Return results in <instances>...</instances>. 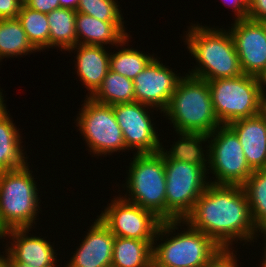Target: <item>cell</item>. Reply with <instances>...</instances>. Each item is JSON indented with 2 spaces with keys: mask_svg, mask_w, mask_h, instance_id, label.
Returning a JSON list of instances; mask_svg holds the SVG:
<instances>
[{
  "mask_svg": "<svg viewBox=\"0 0 266 267\" xmlns=\"http://www.w3.org/2000/svg\"><path fill=\"white\" fill-rule=\"evenodd\" d=\"M184 222L208 235L220 247L234 248L242 242V246L247 243L253 247L256 227L246 193L240 185L210 183Z\"/></svg>",
  "mask_w": 266,
  "mask_h": 267,
  "instance_id": "6da1fadb",
  "label": "cell"
},
{
  "mask_svg": "<svg viewBox=\"0 0 266 267\" xmlns=\"http://www.w3.org/2000/svg\"><path fill=\"white\" fill-rule=\"evenodd\" d=\"M212 26L190 23L183 32L187 52L196 61V65L191 63L194 66L186 74L206 81L243 75L228 28Z\"/></svg>",
  "mask_w": 266,
  "mask_h": 267,
  "instance_id": "7a4b0ae2",
  "label": "cell"
},
{
  "mask_svg": "<svg viewBox=\"0 0 266 267\" xmlns=\"http://www.w3.org/2000/svg\"><path fill=\"white\" fill-rule=\"evenodd\" d=\"M220 248L184 220L162 221L153 241V267H204Z\"/></svg>",
  "mask_w": 266,
  "mask_h": 267,
  "instance_id": "3957f363",
  "label": "cell"
},
{
  "mask_svg": "<svg viewBox=\"0 0 266 267\" xmlns=\"http://www.w3.org/2000/svg\"><path fill=\"white\" fill-rule=\"evenodd\" d=\"M162 116L169 121L173 132L209 135L221 126L213 109L208 82L188 74L179 81Z\"/></svg>",
  "mask_w": 266,
  "mask_h": 267,
  "instance_id": "277c9868",
  "label": "cell"
},
{
  "mask_svg": "<svg viewBox=\"0 0 266 267\" xmlns=\"http://www.w3.org/2000/svg\"><path fill=\"white\" fill-rule=\"evenodd\" d=\"M30 163L20 169L0 172V229L3 232L37 225V217L42 212L40 188Z\"/></svg>",
  "mask_w": 266,
  "mask_h": 267,
  "instance_id": "5b68a950",
  "label": "cell"
},
{
  "mask_svg": "<svg viewBox=\"0 0 266 267\" xmlns=\"http://www.w3.org/2000/svg\"><path fill=\"white\" fill-rule=\"evenodd\" d=\"M132 155L126 170L125 183L116 184L120 192L125 190V194L119 192V195L131 203L152 211L162 221H166V176L163 154L157 152Z\"/></svg>",
  "mask_w": 266,
  "mask_h": 267,
  "instance_id": "8992f818",
  "label": "cell"
},
{
  "mask_svg": "<svg viewBox=\"0 0 266 267\" xmlns=\"http://www.w3.org/2000/svg\"><path fill=\"white\" fill-rule=\"evenodd\" d=\"M213 109L221 125L251 118L264 111L258 77L243 74L234 78L207 81Z\"/></svg>",
  "mask_w": 266,
  "mask_h": 267,
  "instance_id": "52a82bcc",
  "label": "cell"
},
{
  "mask_svg": "<svg viewBox=\"0 0 266 267\" xmlns=\"http://www.w3.org/2000/svg\"><path fill=\"white\" fill-rule=\"evenodd\" d=\"M81 101L76 119L77 132L86 143L88 154L93 157L111 156L113 153L125 152L126 144L122 129L119 127L114 115L113 106L101 104L90 97ZM90 152V153H89Z\"/></svg>",
  "mask_w": 266,
  "mask_h": 267,
  "instance_id": "ba28073f",
  "label": "cell"
},
{
  "mask_svg": "<svg viewBox=\"0 0 266 267\" xmlns=\"http://www.w3.org/2000/svg\"><path fill=\"white\" fill-rule=\"evenodd\" d=\"M208 143V178L209 174H213L209 182L215 185L242 186L253 170L247 163L235 132L228 125H221L208 135Z\"/></svg>",
  "mask_w": 266,
  "mask_h": 267,
  "instance_id": "9c48e42d",
  "label": "cell"
},
{
  "mask_svg": "<svg viewBox=\"0 0 266 267\" xmlns=\"http://www.w3.org/2000/svg\"><path fill=\"white\" fill-rule=\"evenodd\" d=\"M166 221L184 220L210 184L207 168L187 162L164 160Z\"/></svg>",
  "mask_w": 266,
  "mask_h": 267,
  "instance_id": "30bf717a",
  "label": "cell"
},
{
  "mask_svg": "<svg viewBox=\"0 0 266 267\" xmlns=\"http://www.w3.org/2000/svg\"><path fill=\"white\" fill-rule=\"evenodd\" d=\"M113 110L128 152L143 154L161 151L159 127H156V118H153L156 117L153 116L155 112L162 115L161 111L139 102L116 104Z\"/></svg>",
  "mask_w": 266,
  "mask_h": 267,
  "instance_id": "8fae6325",
  "label": "cell"
},
{
  "mask_svg": "<svg viewBox=\"0 0 266 267\" xmlns=\"http://www.w3.org/2000/svg\"><path fill=\"white\" fill-rule=\"evenodd\" d=\"M97 215L115 235L138 240H154L162 220L152 211L131 203L119 194Z\"/></svg>",
  "mask_w": 266,
  "mask_h": 267,
  "instance_id": "7c38bea8",
  "label": "cell"
},
{
  "mask_svg": "<svg viewBox=\"0 0 266 267\" xmlns=\"http://www.w3.org/2000/svg\"><path fill=\"white\" fill-rule=\"evenodd\" d=\"M160 59L157 55L133 79V84L135 102L151 106L163 113L186 73H175V68L164 65Z\"/></svg>",
  "mask_w": 266,
  "mask_h": 267,
  "instance_id": "4fadbf2b",
  "label": "cell"
},
{
  "mask_svg": "<svg viewBox=\"0 0 266 267\" xmlns=\"http://www.w3.org/2000/svg\"><path fill=\"white\" fill-rule=\"evenodd\" d=\"M228 30L243 73L258 77L266 68V22L233 20Z\"/></svg>",
  "mask_w": 266,
  "mask_h": 267,
  "instance_id": "5bb4252c",
  "label": "cell"
},
{
  "mask_svg": "<svg viewBox=\"0 0 266 267\" xmlns=\"http://www.w3.org/2000/svg\"><path fill=\"white\" fill-rule=\"evenodd\" d=\"M33 229L36 228H15L5 231L3 242L8 240L4 243L7 255L15 262L33 267L62 266L61 263H58L60 261L57 259V255L60 256V253L57 254L54 247L56 245L50 242L46 236L34 235ZM30 231L33 233H29Z\"/></svg>",
  "mask_w": 266,
  "mask_h": 267,
  "instance_id": "9a60e30c",
  "label": "cell"
},
{
  "mask_svg": "<svg viewBox=\"0 0 266 267\" xmlns=\"http://www.w3.org/2000/svg\"><path fill=\"white\" fill-rule=\"evenodd\" d=\"M90 225L63 267H111L115 235L98 217Z\"/></svg>",
  "mask_w": 266,
  "mask_h": 267,
  "instance_id": "2e32d148",
  "label": "cell"
},
{
  "mask_svg": "<svg viewBox=\"0 0 266 267\" xmlns=\"http://www.w3.org/2000/svg\"><path fill=\"white\" fill-rule=\"evenodd\" d=\"M108 48L110 47L77 44L67 51L69 54H76L73 56L76 69L74 73H77L78 80L82 82L81 86L84 85L88 92L85 97H91L97 91L110 69Z\"/></svg>",
  "mask_w": 266,
  "mask_h": 267,
  "instance_id": "e0dca14e",
  "label": "cell"
},
{
  "mask_svg": "<svg viewBox=\"0 0 266 267\" xmlns=\"http://www.w3.org/2000/svg\"><path fill=\"white\" fill-rule=\"evenodd\" d=\"M228 126L238 136L250 168L266 169V113L235 120Z\"/></svg>",
  "mask_w": 266,
  "mask_h": 267,
  "instance_id": "ac0fdd59",
  "label": "cell"
},
{
  "mask_svg": "<svg viewBox=\"0 0 266 267\" xmlns=\"http://www.w3.org/2000/svg\"><path fill=\"white\" fill-rule=\"evenodd\" d=\"M124 24L126 22H104L77 12L75 22L77 44L116 48L125 37L130 35L131 31L128 32Z\"/></svg>",
  "mask_w": 266,
  "mask_h": 267,
  "instance_id": "d6986e66",
  "label": "cell"
},
{
  "mask_svg": "<svg viewBox=\"0 0 266 267\" xmlns=\"http://www.w3.org/2000/svg\"><path fill=\"white\" fill-rule=\"evenodd\" d=\"M7 108L0 112V172L20 169L28 163L29 158L22 145L25 138L20 128L13 123V117Z\"/></svg>",
  "mask_w": 266,
  "mask_h": 267,
  "instance_id": "ffe728a7",
  "label": "cell"
},
{
  "mask_svg": "<svg viewBox=\"0 0 266 267\" xmlns=\"http://www.w3.org/2000/svg\"><path fill=\"white\" fill-rule=\"evenodd\" d=\"M177 140L172 141L170 148L161 144L164 160L187 162L195 166H209L208 135L204 133L175 132ZM179 136V138H178ZM203 143V144H202ZM203 145H205L203 147ZM165 147V148H164ZM206 149V150H205Z\"/></svg>",
  "mask_w": 266,
  "mask_h": 267,
  "instance_id": "44dd1931",
  "label": "cell"
},
{
  "mask_svg": "<svg viewBox=\"0 0 266 267\" xmlns=\"http://www.w3.org/2000/svg\"><path fill=\"white\" fill-rule=\"evenodd\" d=\"M153 241L115 236L111 267H153Z\"/></svg>",
  "mask_w": 266,
  "mask_h": 267,
  "instance_id": "7402d4cb",
  "label": "cell"
},
{
  "mask_svg": "<svg viewBox=\"0 0 266 267\" xmlns=\"http://www.w3.org/2000/svg\"><path fill=\"white\" fill-rule=\"evenodd\" d=\"M76 16V10L61 7L47 14L50 28L49 49H60L64 54V52L66 53V51L77 45Z\"/></svg>",
  "mask_w": 266,
  "mask_h": 267,
  "instance_id": "603a6c76",
  "label": "cell"
},
{
  "mask_svg": "<svg viewBox=\"0 0 266 267\" xmlns=\"http://www.w3.org/2000/svg\"><path fill=\"white\" fill-rule=\"evenodd\" d=\"M131 38V35L125 37V39L116 46L115 53L112 52V48H109V68L110 70L133 80L155 58V56H157V54H146L144 51L133 48L132 45L130 47L128 43L132 41Z\"/></svg>",
  "mask_w": 266,
  "mask_h": 267,
  "instance_id": "cb8c5ba5",
  "label": "cell"
},
{
  "mask_svg": "<svg viewBox=\"0 0 266 267\" xmlns=\"http://www.w3.org/2000/svg\"><path fill=\"white\" fill-rule=\"evenodd\" d=\"M36 52L17 18L0 19V63L5 58H21Z\"/></svg>",
  "mask_w": 266,
  "mask_h": 267,
  "instance_id": "d4e9b609",
  "label": "cell"
},
{
  "mask_svg": "<svg viewBox=\"0 0 266 267\" xmlns=\"http://www.w3.org/2000/svg\"><path fill=\"white\" fill-rule=\"evenodd\" d=\"M90 98L111 106L133 103L135 102L133 80L109 69L101 86Z\"/></svg>",
  "mask_w": 266,
  "mask_h": 267,
  "instance_id": "484cf974",
  "label": "cell"
},
{
  "mask_svg": "<svg viewBox=\"0 0 266 267\" xmlns=\"http://www.w3.org/2000/svg\"><path fill=\"white\" fill-rule=\"evenodd\" d=\"M17 19L27 35L29 42L38 51H49V23L47 14L32 10L24 4L20 8Z\"/></svg>",
  "mask_w": 266,
  "mask_h": 267,
  "instance_id": "4316f807",
  "label": "cell"
},
{
  "mask_svg": "<svg viewBox=\"0 0 266 267\" xmlns=\"http://www.w3.org/2000/svg\"><path fill=\"white\" fill-rule=\"evenodd\" d=\"M242 187L256 229L266 227V169L253 171Z\"/></svg>",
  "mask_w": 266,
  "mask_h": 267,
  "instance_id": "83f0119b",
  "label": "cell"
},
{
  "mask_svg": "<svg viewBox=\"0 0 266 267\" xmlns=\"http://www.w3.org/2000/svg\"><path fill=\"white\" fill-rule=\"evenodd\" d=\"M118 0H79L76 12L104 22H125Z\"/></svg>",
  "mask_w": 266,
  "mask_h": 267,
  "instance_id": "f1b7e54d",
  "label": "cell"
},
{
  "mask_svg": "<svg viewBox=\"0 0 266 267\" xmlns=\"http://www.w3.org/2000/svg\"><path fill=\"white\" fill-rule=\"evenodd\" d=\"M235 249L221 247L204 267H243L238 259L240 257H237L239 251Z\"/></svg>",
  "mask_w": 266,
  "mask_h": 267,
  "instance_id": "f546056e",
  "label": "cell"
},
{
  "mask_svg": "<svg viewBox=\"0 0 266 267\" xmlns=\"http://www.w3.org/2000/svg\"><path fill=\"white\" fill-rule=\"evenodd\" d=\"M23 0H0V19L17 18Z\"/></svg>",
  "mask_w": 266,
  "mask_h": 267,
  "instance_id": "4dcf8cb0",
  "label": "cell"
},
{
  "mask_svg": "<svg viewBox=\"0 0 266 267\" xmlns=\"http://www.w3.org/2000/svg\"><path fill=\"white\" fill-rule=\"evenodd\" d=\"M224 1V2H223ZM225 6L232 9L234 16L232 20H240L247 18L250 0H223ZM227 4V5H226Z\"/></svg>",
  "mask_w": 266,
  "mask_h": 267,
  "instance_id": "1f68e13d",
  "label": "cell"
},
{
  "mask_svg": "<svg viewBox=\"0 0 266 267\" xmlns=\"http://www.w3.org/2000/svg\"><path fill=\"white\" fill-rule=\"evenodd\" d=\"M23 4L32 10L45 14L60 7L58 0H23Z\"/></svg>",
  "mask_w": 266,
  "mask_h": 267,
  "instance_id": "d6a6232c",
  "label": "cell"
},
{
  "mask_svg": "<svg viewBox=\"0 0 266 267\" xmlns=\"http://www.w3.org/2000/svg\"><path fill=\"white\" fill-rule=\"evenodd\" d=\"M247 18L266 22V0H250Z\"/></svg>",
  "mask_w": 266,
  "mask_h": 267,
  "instance_id": "836d02e7",
  "label": "cell"
},
{
  "mask_svg": "<svg viewBox=\"0 0 266 267\" xmlns=\"http://www.w3.org/2000/svg\"><path fill=\"white\" fill-rule=\"evenodd\" d=\"M261 233V234H260ZM260 235V236H259ZM260 237H262L261 239L263 240V242L264 243H260L259 242V244L261 245V246H264V247H262L261 249H262V259L261 260H266V227H261V228H258V229H256V232H255V236H254V239H253V244H254V242H256L257 243V241H259L258 239L260 238ZM255 240V241H254ZM257 240V241H256ZM264 251V252H263Z\"/></svg>",
  "mask_w": 266,
  "mask_h": 267,
  "instance_id": "e575fe53",
  "label": "cell"
},
{
  "mask_svg": "<svg viewBox=\"0 0 266 267\" xmlns=\"http://www.w3.org/2000/svg\"><path fill=\"white\" fill-rule=\"evenodd\" d=\"M61 8H69L76 10L79 4V0H58Z\"/></svg>",
  "mask_w": 266,
  "mask_h": 267,
  "instance_id": "d590c367",
  "label": "cell"
},
{
  "mask_svg": "<svg viewBox=\"0 0 266 267\" xmlns=\"http://www.w3.org/2000/svg\"><path fill=\"white\" fill-rule=\"evenodd\" d=\"M259 85L261 88L263 98L266 97V68L264 71L258 76Z\"/></svg>",
  "mask_w": 266,
  "mask_h": 267,
  "instance_id": "8d00e7d4",
  "label": "cell"
},
{
  "mask_svg": "<svg viewBox=\"0 0 266 267\" xmlns=\"http://www.w3.org/2000/svg\"><path fill=\"white\" fill-rule=\"evenodd\" d=\"M6 267H33V266L15 262L6 253Z\"/></svg>",
  "mask_w": 266,
  "mask_h": 267,
  "instance_id": "74e56055",
  "label": "cell"
},
{
  "mask_svg": "<svg viewBox=\"0 0 266 267\" xmlns=\"http://www.w3.org/2000/svg\"><path fill=\"white\" fill-rule=\"evenodd\" d=\"M3 251L0 252V267H6V250H3Z\"/></svg>",
  "mask_w": 266,
  "mask_h": 267,
  "instance_id": "f35d334b",
  "label": "cell"
},
{
  "mask_svg": "<svg viewBox=\"0 0 266 267\" xmlns=\"http://www.w3.org/2000/svg\"><path fill=\"white\" fill-rule=\"evenodd\" d=\"M4 94H0V112L8 105H6V101L4 100Z\"/></svg>",
  "mask_w": 266,
  "mask_h": 267,
  "instance_id": "ab89813d",
  "label": "cell"
},
{
  "mask_svg": "<svg viewBox=\"0 0 266 267\" xmlns=\"http://www.w3.org/2000/svg\"><path fill=\"white\" fill-rule=\"evenodd\" d=\"M260 264V265H259ZM258 264L259 267H266V260H262L260 261V263Z\"/></svg>",
  "mask_w": 266,
  "mask_h": 267,
  "instance_id": "60d3db41",
  "label": "cell"
},
{
  "mask_svg": "<svg viewBox=\"0 0 266 267\" xmlns=\"http://www.w3.org/2000/svg\"><path fill=\"white\" fill-rule=\"evenodd\" d=\"M3 235H4V232L0 229V241L2 242V244H3Z\"/></svg>",
  "mask_w": 266,
  "mask_h": 267,
  "instance_id": "b9f144b4",
  "label": "cell"
},
{
  "mask_svg": "<svg viewBox=\"0 0 266 267\" xmlns=\"http://www.w3.org/2000/svg\"><path fill=\"white\" fill-rule=\"evenodd\" d=\"M264 112L266 113V97L264 98Z\"/></svg>",
  "mask_w": 266,
  "mask_h": 267,
  "instance_id": "7bdbcfd3",
  "label": "cell"
}]
</instances>
